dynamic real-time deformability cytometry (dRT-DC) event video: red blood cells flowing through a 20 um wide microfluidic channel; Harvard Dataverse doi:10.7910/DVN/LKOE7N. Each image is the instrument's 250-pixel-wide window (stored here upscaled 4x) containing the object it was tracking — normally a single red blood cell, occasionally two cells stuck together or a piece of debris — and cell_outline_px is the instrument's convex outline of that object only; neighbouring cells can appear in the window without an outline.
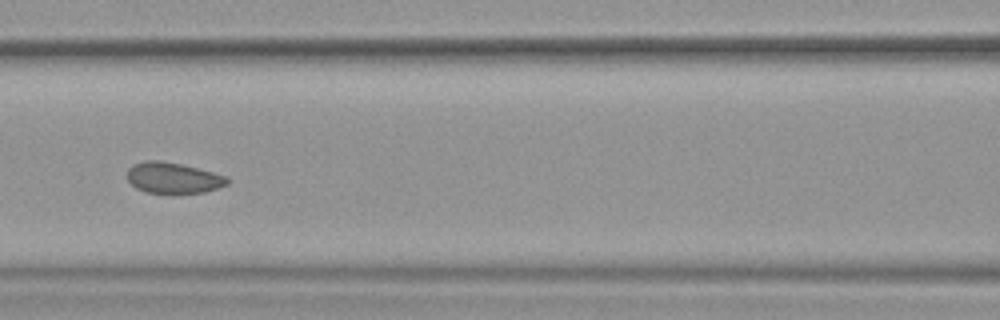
{"species": "common noctule bat (a hibernating species)", "species_latin": "Nyctalus noctula", "temperature_condition": "warm", "stored_images_in_passage": 42, "camera_frame_rate_fps": 3000, "um_per_image_px": 0.085, "animal": {"sex": "female", "body_mass_g": 19.9}, "frame": {"image": 1, "passage_image": 13, "time_ms": 4.0, "image_size_px": [1000, 320], "cell_outline_px": [[228, 184], [204, 192], [144, 192], [136, 188], [128, 180], [128, 168], [132, 164], [144, 160], [160, 160], [180, 164], [228, 176]], "centroid_in_image_um": [14.69, 15.1], "position_along_channel_um": 151.9, "area_um2": 17.74}}
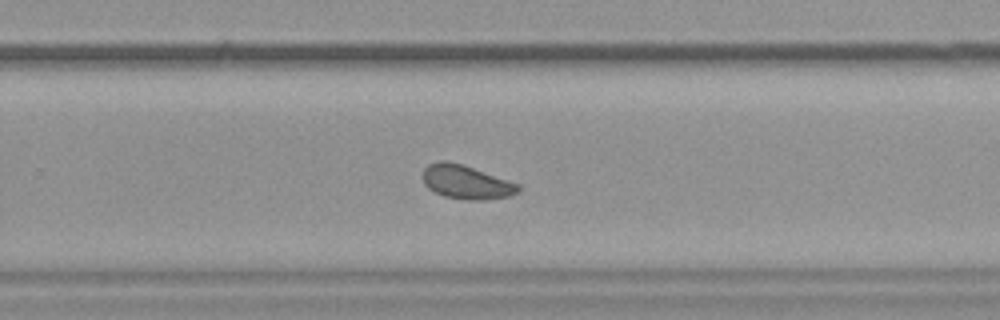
{"frame": {"image": 2, "passage_image": 24, "time_ms": 7.667, "image_size_px": [1000, 320], "cell_outline_px": [[520, 188], [516, 192], [508, 196], [480, 200], [468, 200], [444, 196], [428, 188], [424, 184], [420, 176], [424, 168], [428, 164], [440, 160], [444, 160], [464, 164], [520, 184]], "centroid_in_image_um": [39.58, 15.45], "position_along_channel_um": 290.2, "area_um2": 18.96}, "authors_computed_cell_mechanics": {"area_um2": 18.9006, "velocity_mm_per_s": 3.7906, "shape_relaxation_time_tau1_ms": 2.174, "shape_relaxation_time_tau2_ms": 1.687, "deformation_change_tau1": 0.0572, "deformation_change_tau2": 0.0675}}